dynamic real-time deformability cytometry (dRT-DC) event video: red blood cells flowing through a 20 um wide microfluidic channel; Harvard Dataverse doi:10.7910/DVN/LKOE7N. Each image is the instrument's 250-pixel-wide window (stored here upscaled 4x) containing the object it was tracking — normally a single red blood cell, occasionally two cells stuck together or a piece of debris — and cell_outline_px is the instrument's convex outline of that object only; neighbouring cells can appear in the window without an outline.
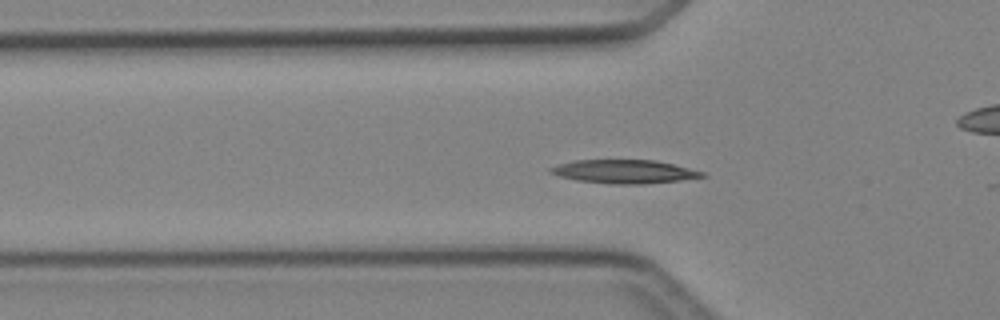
{"species": "Egyptian fruit bat (a non-hibernating species)", "species_latin": "Rousettus aegyptiacus", "temperature_condition": "cold", "stored_images_in_passage": 24, "camera_frame_rate_fps": 3000, "um_per_image_px": 0.085, "animal": {"sex": "female"}, "frame": {"image": 1, "passage_image": 3, "time_ms": 0.667, "image_size_px": [1000, 320], "cell_outline_px": [[696, 176], [668, 180], [596, 180], [572, 176], [596, 160], [640, 160], [668, 164], [692, 172]], "centroid_in_image_um": [53.71, 14.53], "position_along_channel_um": 72.1, "area_um2": 13.58}}
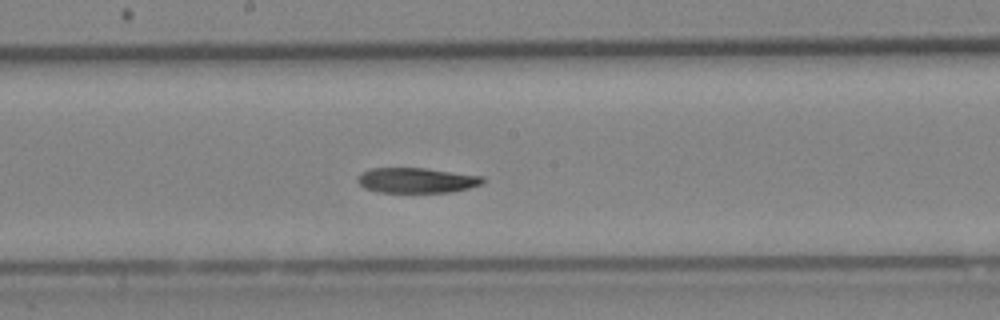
{"frame": {"image": 2, "passage_image": 13, "time_ms": 4.0, "image_size_px": [1000, 320], "cell_outline_px": [[480, 180], [472, 184], [460, 188], [380, 188], [368, 184], [364, 180], [364, 176], [372, 172], [400, 168], [404, 168], [436, 172], [460, 176]], "centroid_in_image_um": [35.36, 15.25], "position_along_channel_um": 212.8, "area_um2": 12.2}}
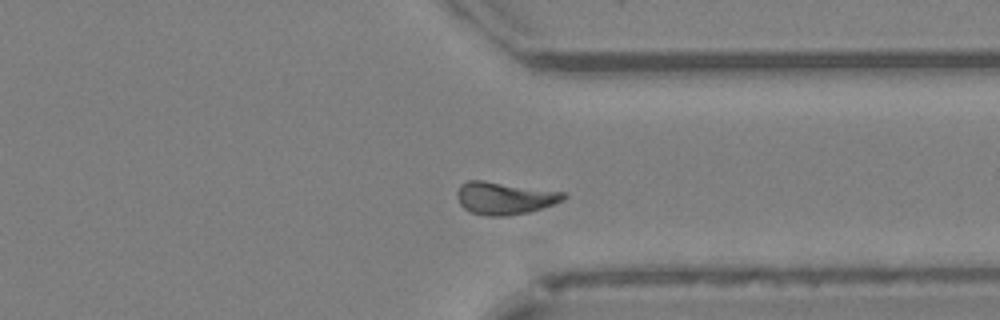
{"frame": {"image": 3, "passage_image": 24, "time_ms": 7.667, "image_size_px": [1000, 320], "cell_outline_px": [[564, 196], [548, 204], [516, 212], [480, 212], [472, 184], [492, 184]], "centroid_in_image_um": [43.31, 16.87], "position_along_channel_um": 368.1, "area_um2": 12.37}}